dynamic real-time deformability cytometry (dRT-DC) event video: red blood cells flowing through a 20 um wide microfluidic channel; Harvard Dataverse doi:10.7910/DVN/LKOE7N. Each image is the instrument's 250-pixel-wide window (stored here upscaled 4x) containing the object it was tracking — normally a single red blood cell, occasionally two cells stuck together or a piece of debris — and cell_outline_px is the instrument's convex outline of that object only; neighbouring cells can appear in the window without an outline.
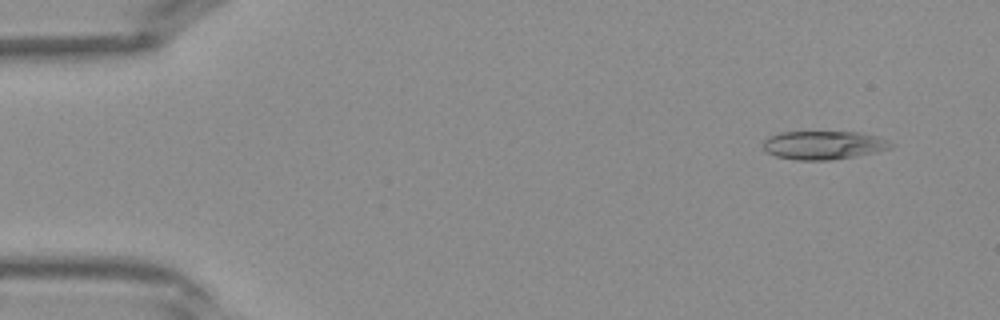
{"species": "Egyptian fruit bat (a non-hibernating species)", "species_latin": "Rousettus aegyptiacus", "temperature_condition": "warm", "stored_images_in_passage": 40, "camera_frame_rate_fps": 3000, "um_per_image_px": 0.085, "frame": {"image": 1, "passage_image": 3, "time_ms": 0.667, "image_size_px": [1000, 320], "cell_outline_px": [[896, 144], [892, 148], [880, 152], [856, 156], [828, 160], [796, 160], [776, 156], [764, 152], [764, 140], [768, 136], [780, 132], [860, 132], [876, 136], [888, 140]], "centroid_in_image_um": [70.04, 12.34], "position_along_channel_um": 15.0, "area_um2": 21.5}}
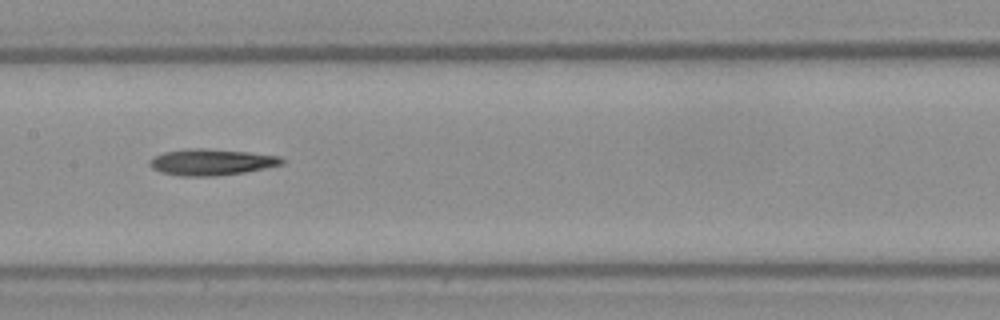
{"frame": {"image": 2, "passage_image": 20, "time_ms": 6.333, "image_size_px": [1000, 320], "cell_outline_px": [[284, 164], [244, 172], [216, 176], [180, 176], [160, 172], [152, 168], [148, 164], [148, 160], [152, 156], [164, 152], [188, 148], [204, 148], [248, 152], [280, 156], [284, 160]], "centroid_in_image_um": [17.92, 13.77], "position_along_channel_um": 189.5, "area_um2": 20.4}}
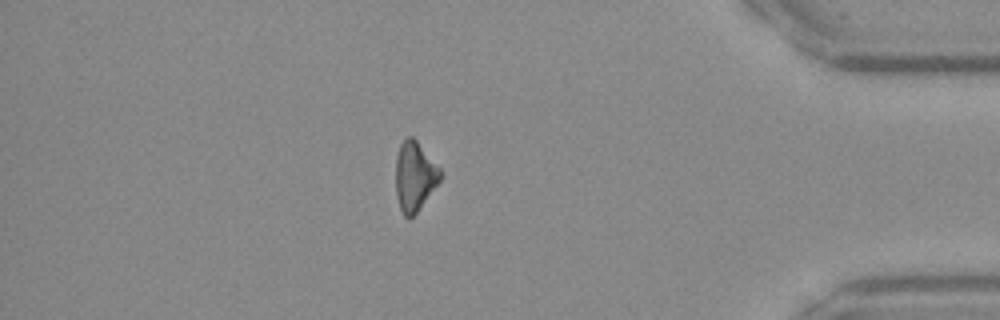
{"frame": {"image": 3, "passage_image": 35, "time_ms": 11.333, "image_size_px": [1000, 320], "cell_outline_px": [[440, 180], [416, 212], [408, 220], [404, 216], [400, 208], [396, 196], [396, 156], [400, 144], [408, 136], [412, 136], [416, 140], [440, 168]], "centroid_in_image_um": [35.21, 14.98], "position_along_channel_um": 400.0, "area_um2": 17.69}}